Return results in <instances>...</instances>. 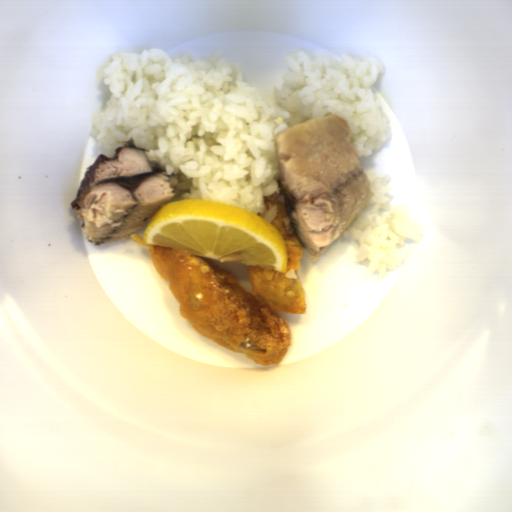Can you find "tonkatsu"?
Segmentation results:
<instances>
[{
    "instance_id": "1",
    "label": "tonkatsu",
    "mask_w": 512,
    "mask_h": 512,
    "mask_svg": "<svg viewBox=\"0 0 512 512\" xmlns=\"http://www.w3.org/2000/svg\"><path fill=\"white\" fill-rule=\"evenodd\" d=\"M153 265L180 306L181 316L208 341L241 353L257 365H278L291 332L277 312L306 313L300 281L257 265L247 266L251 290L212 259L148 245Z\"/></svg>"
},
{
    "instance_id": "2",
    "label": "tonkatsu",
    "mask_w": 512,
    "mask_h": 512,
    "mask_svg": "<svg viewBox=\"0 0 512 512\" xmlns=\"http://www.w3.org/2000/svg\"><path fill=\"white\" fill-rule=\"evenodd\" d=\"M274 226L287 245V271L295 270L298 272L305 248L296 233L288 234L292 222L284 204L278 203V218Z\"/></svg>"
}]
</instances>
